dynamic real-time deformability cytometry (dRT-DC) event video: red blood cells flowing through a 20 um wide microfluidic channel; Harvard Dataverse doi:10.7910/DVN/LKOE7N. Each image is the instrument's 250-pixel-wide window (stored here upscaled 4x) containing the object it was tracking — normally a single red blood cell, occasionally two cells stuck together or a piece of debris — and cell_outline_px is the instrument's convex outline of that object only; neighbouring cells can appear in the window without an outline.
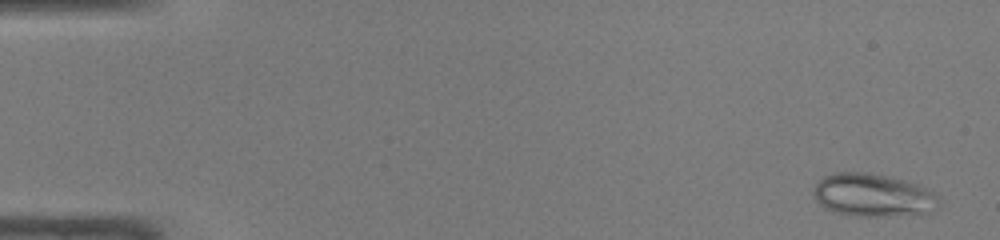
{"species": "common noctule bat (a hibernating species)", "species_latin": "Nyctalus noctula", "temperature_condition": "warm", "stored_images_in_passage": 47, "camera_frame_rate_fps": 3000, "um_per_image_px": 0.085, "animal": {"sex": "male", "body_mass_g": 19.0, "forearm_length_mm": 50.8}, "frame": {"image": 1, "passage_image": 2, "time_ms": 0.333, "image_size_px": [1000, 240], "cell_outline_px": [[936, 196], [932, 212], [920, 216], [856, 216], [832, 212], [824, 208], [812, 196], [812, 192], [816, 184], [824, 176], [836, 172], [868, 172], [888, 176], [904, 180], [928, 188]], "centroid_in_image_um": [74.16, 16.61], "position_along_channel_um": 10.8, "area_um2": 31.67}}
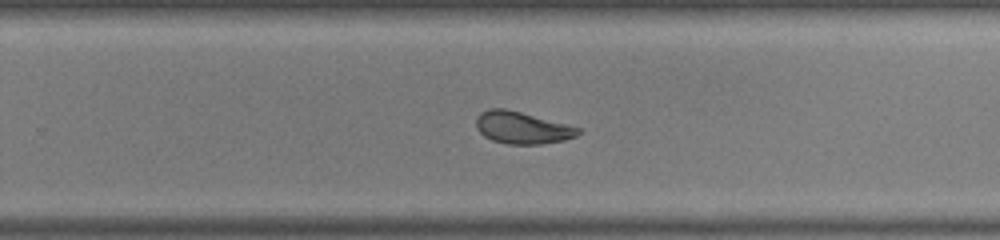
{"frame": {"image": 2, "passage_image": 31, "time_ms": 10.0, "image_size_px": [1000, 240], "cell_outline_px": [[580, 132], [576, 136], [564, 140], [540, 144], [508, 144], [492, 140], [484, 136], [476, 128], [476, 116], [480, 112], [488, 108], [504, 108], [568, 124], [580, 128]], "centroid_in_image_um": [44.35, 10.85], "position_along_channel_um": 285.4, "area_um2": 19.07}}
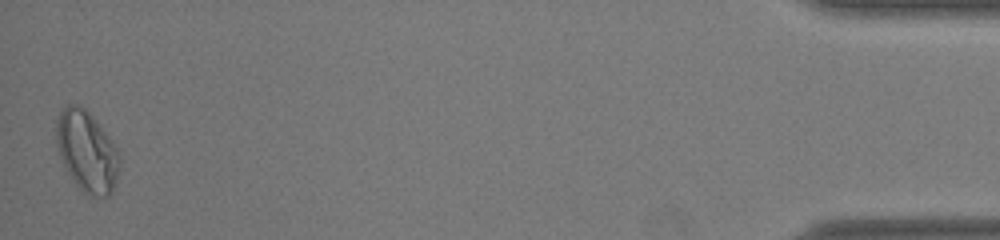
{"frame": {"image": 3, "passage_image": 47, "time_ms": 15.333, "image_size_px": [1000, 240], "cell_outline_px": [[120, 164], [116, 180], [112, 192], [108, 196], [88, 196], [76, 184], [64, 168], [56, 144], [56, 120], [60, 112], [68, 104], [76, 104], [84, 108], [92, 116], [108, 136], [120, 152]], "centroid_in_image_um": [7.38, 12.88], "position_along_channel_um": 427.8, "area_um2": 29.77}, "authors_computed_cell_mechanics": {"area_um2": 22.3686, "velocity_mm_per_s": 4.2783, "shape_relaxation_time_tau1_ms": null, "shape_relaxation_time_tau2_ms": 1.1707, "deformation_change_tau1": null, "deformation_change_tau2": 0.0542}}